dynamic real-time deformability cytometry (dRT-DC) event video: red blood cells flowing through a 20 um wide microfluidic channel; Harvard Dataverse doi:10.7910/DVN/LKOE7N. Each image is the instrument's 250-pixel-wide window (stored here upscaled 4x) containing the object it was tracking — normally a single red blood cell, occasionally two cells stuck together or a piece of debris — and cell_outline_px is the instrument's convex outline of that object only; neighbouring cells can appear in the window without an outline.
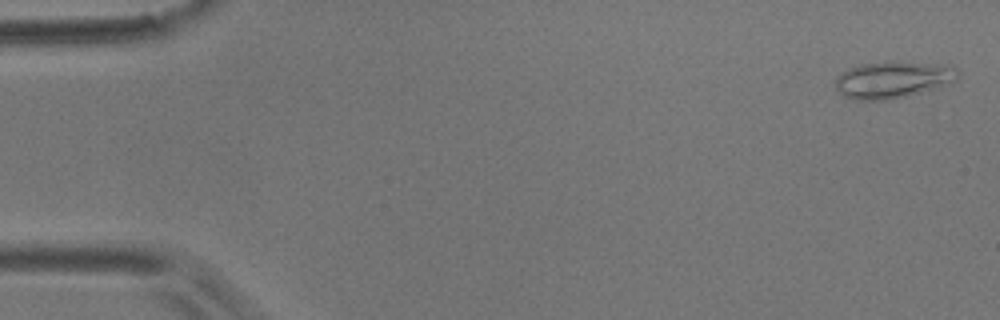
{"species": "common noctule bat (a hibernating species)", "species_latin": "Nyctalus noctula", "temperature_condition": "room temperature", "stored_images_in_passage": 11, "camera_frame_rate_fps": 3000, "um_per_image_px": 0.085, "animal": {"sex": "male", "body_mass_g": 17.9}, "frame": {"image": 1, "passage_image": 2, "time_ms": 0.333, "image_size_px": [1000, 320], "cell_outline_px": [[960, 72], [956, 80], [920, 92], [888, 100], [856, 100], [844, 96], [836, 88], [836, 76], [840, 72], [860, 64], [888, 60], [952, 64]], "centroid_in_image_um": [75.9, 6.73], "position_along_channel_um": 9.1, "area_um2": 26.59}}